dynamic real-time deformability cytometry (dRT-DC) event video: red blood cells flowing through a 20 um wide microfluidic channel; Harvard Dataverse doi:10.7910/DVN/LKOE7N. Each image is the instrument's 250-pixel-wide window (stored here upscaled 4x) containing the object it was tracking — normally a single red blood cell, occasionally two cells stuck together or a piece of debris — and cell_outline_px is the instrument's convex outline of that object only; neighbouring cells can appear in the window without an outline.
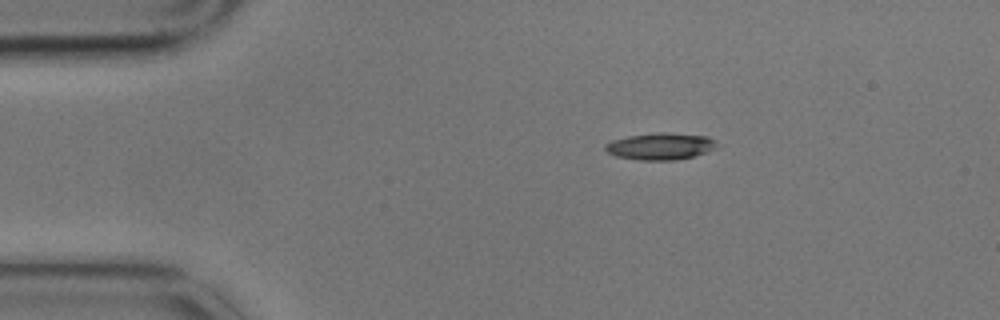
{"species": "common noctule bat (a hibernating species)", "species_latin": "Nyctalus noctula", "temperature_condition": "cold", "stored_images_in_passage": 9, "camera_frame_rate_fps": 3000, "um_per_image_px": 0.085, "animal": {"sex": "male", "body_mass_g": 17.9}, "frame": {"image": 1, "passage_image": 1, "time_ms": 0.0, "image_size_px": [1000, 320], "cell_outline_px": [[716, 148], [708, 152], [696, 156], [676, 160], [640, 160], [616, 156], [608, 152], [604, 148], [604, 144], [612, 140], [628, 136], [660, 132], [668, 132], [708, 136], [716, 140]], "centroid_in_image_um": [56.17, 12.43], "position_along_channel_um": 28.8, "area_um2": 17.63}}
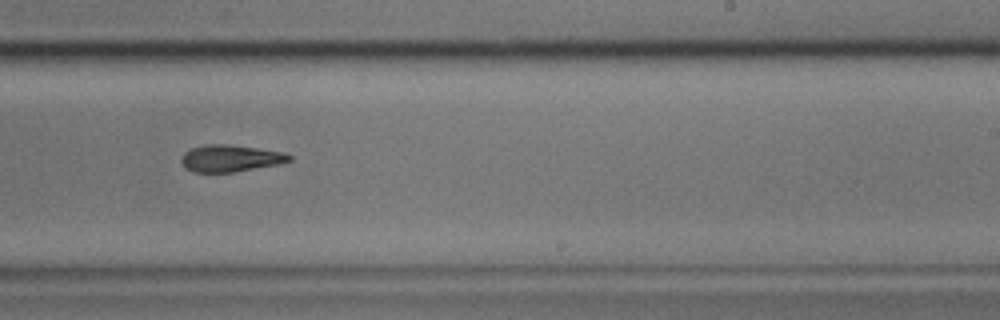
{"frame": {"image": 2, "passage_image": 8, "time_ms": 2.333, "image_size_px": [1000, 320], "cell_outline_px": [[292, 160], [280, 164], [232, 172], [192, 172], [184, 168], [180, 160], [184, 152], [192, 148], [204, 144], [228, 144], [284, 152], [292, 156]], "centroid_in_image_um": [19.56, 13.46], "position_along_channel_um": 269.4, "area_um2": 16.99}}
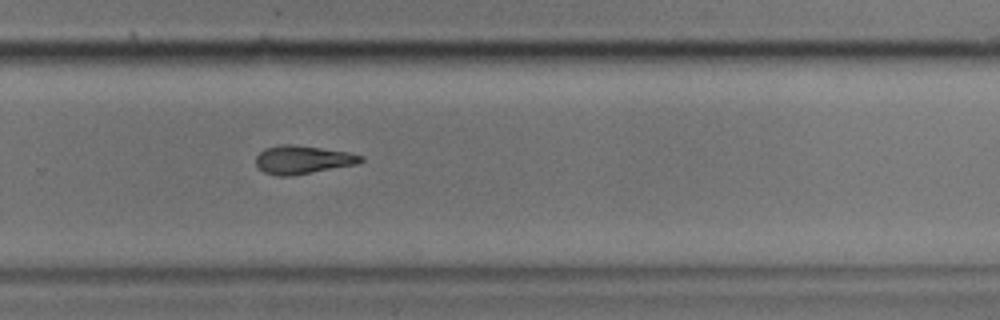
{"frame": {"image": 3, "passage_image": 9, "time_ms": 2.667, "image_size_px": [1000, 320], "cell_outline_px": [[364, 160], [356, 164], [292, 176], [276, 176], [264, 172], [256, 164], [256, 156], [264, 148], [280, 144], [292, 144], [348, 152], [364, 156]], "centroid_in_image_um": [25.71, 13.57], "position_along_channel_um": 304.1, "area_um2": 17.28}}